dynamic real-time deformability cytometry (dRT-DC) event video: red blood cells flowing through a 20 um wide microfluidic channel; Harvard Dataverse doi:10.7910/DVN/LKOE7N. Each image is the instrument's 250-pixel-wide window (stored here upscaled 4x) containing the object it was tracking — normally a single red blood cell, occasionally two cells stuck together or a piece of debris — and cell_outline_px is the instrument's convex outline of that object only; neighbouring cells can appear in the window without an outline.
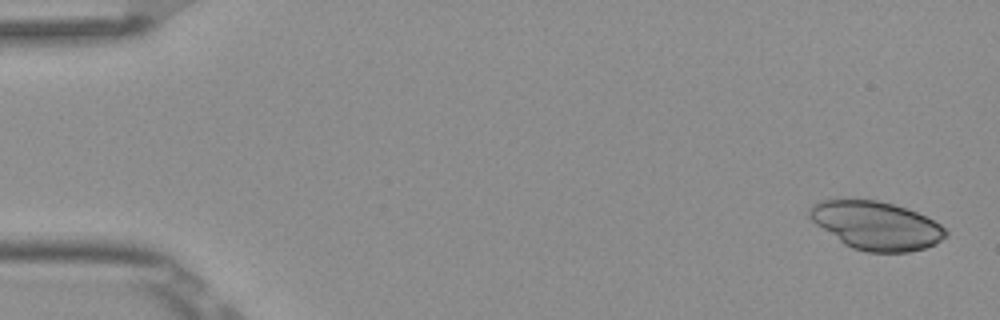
{"species": "Egyptian fruit bat (a non-hibernating species)", "species_latin": "Rousettus aegyptiacus", "temperature_condition": "room temperature", "stored_images_in_passage": 5, "camera_frame_rate_fps": 3000, "um_per_image_px": 0.085, "frame": {"image": 1, "passage_image": 1, "time_ms": 0.0, "image_size_px": [1000, 320], "cell_outline_px": [[948, 232], [936, 244], [924, 248], [908, 252], [868, 252], [852, 248], [844, 244], [816, 224], [808, 216], [808, 212], [812, 204], [824, 200], [876, 200], [892, 204], [916, 212], [940, 224]], "centroid_in_image_um": [74.46, 19.18], "position_along_channel_um": 10.5, "area_um2": 37.8}}